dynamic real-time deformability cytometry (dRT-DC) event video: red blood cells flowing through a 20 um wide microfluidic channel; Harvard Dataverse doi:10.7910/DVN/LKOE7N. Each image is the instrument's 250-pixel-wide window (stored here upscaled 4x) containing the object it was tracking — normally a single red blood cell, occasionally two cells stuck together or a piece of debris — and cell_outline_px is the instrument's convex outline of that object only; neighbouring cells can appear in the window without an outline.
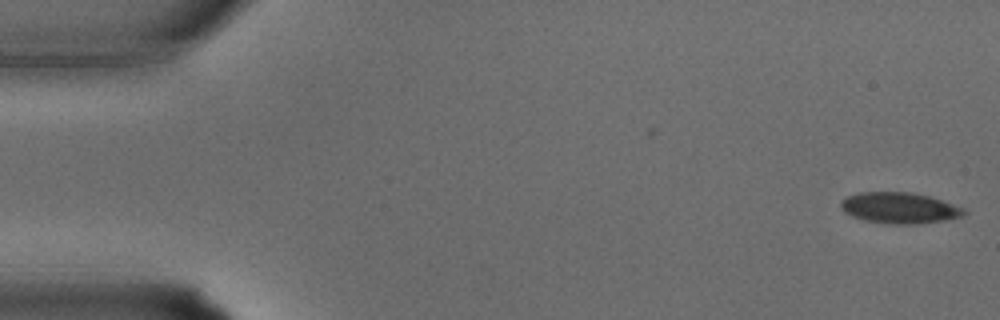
{"species": "common noctule bat (a hibernating species)", "species_latin": "Nyctalus noctula", "temperature_condition": "warm", "stored_images_in_passage": 34, "camera_frame_rate_fps": 3000, "um_per_image_px": 0.085, "animal": {"sex": "male", "body_mass_g": 15.6}, "frame": {"image": 1, "passage_image": 1, "time_ms": 0.0, "image_size_px": [1000, 320], "cell_outline_px": [[968, 212], [964, 216], [944, 220], [916, 224], [888, 224], [864, 220], [852, 216], [844, 212], [840, 208], [840, 200], [848, 196], [860, 192], [912, 192], [928, 196], [964, 208]], "centroid_in_image_um": [76.43, 17.68], "position_along_channel_um": 8.6, "area_um2": 22.31}}
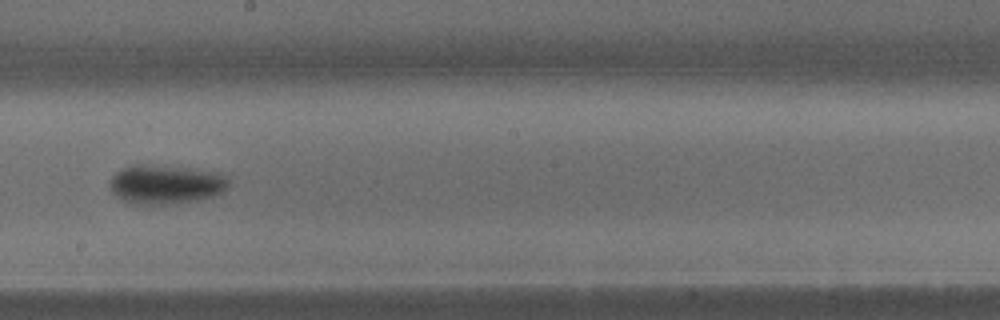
{"frame": {"image": 2, "passage_image": 19, "time_ms": 6.0, "image_size_px": [1000, 320], "cell_outline_px": [[228, 188], [224, 192], [216, 196], [196, 200], [164, 204], [128, 204], [116, 196], [108, 188], [108, 184], [112, 176], [116, 172], [124, 168], [136, 164], [140, 164], [192, 168], [220, 172], [228, 176]], "centroid_in_image_um": [14.1, 15.67], "position_along_channel_um": 234.1, "area_um2": 27.51}}
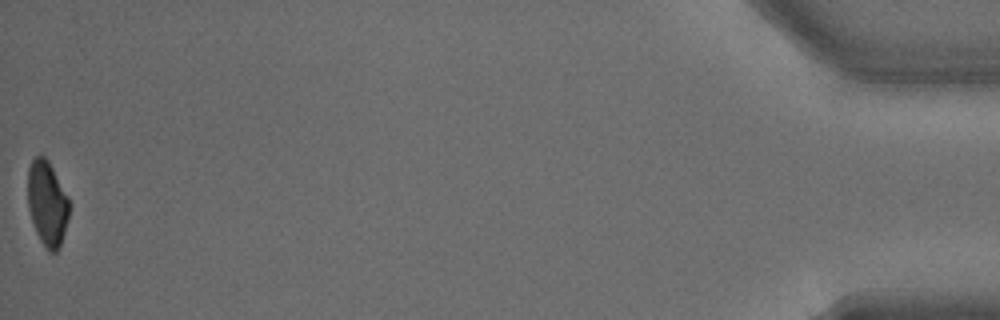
{"frame": {"image": 3, "passage_image": 34, "time_ms": 11.0, "image_size_px": [1000, 320], "cell_outline_px": [[68, 216], [64, 232], [60, 244], [56, 252], [48, 252], [40, 240], [36, 232], [28, 208], [28, 168], [32, 160], [36, 156], [44, 156], [48, 160], [68, 196]], "centroid_in_image_um": [4.0, 17.28], "position_along_channel_um": 431.2, "area_um2": 20.23}}